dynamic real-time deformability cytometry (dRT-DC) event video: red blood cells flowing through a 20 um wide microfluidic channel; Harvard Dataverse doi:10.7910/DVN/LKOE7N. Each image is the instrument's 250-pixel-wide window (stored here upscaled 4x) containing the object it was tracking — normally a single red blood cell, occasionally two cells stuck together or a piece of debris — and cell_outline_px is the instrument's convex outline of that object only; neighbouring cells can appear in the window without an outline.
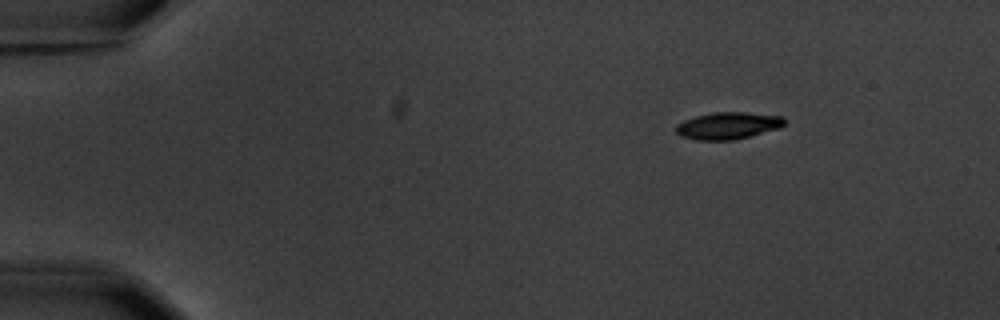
{"species": "common noctule bat (a hibernating species)", "species_latin": "Nyctalus noctula", "temperature_condition": "warm", "stored_images_in_passage": 3, "camera_frame_rate_fps": 3000, "um_per_image_px": 0.085, "animal": {"sex": "male", "body_mass_g": 20.1, "forearm_length_mm": 53.5}, "frame": {"image": 1, "passage_image": 1, "time_ms": 0.0, "image_size_px": [1000, 320], "cell_outline_px": [[784, 124], [780, 128], [732, 140], [696, 140], [680, 136], [676, 132], [676, 124], [684, 120], [696, 116], [712, 112], [744, 112], [784, 116]], "centroid_in_image_um": [61.86, 10.67], "position_along_channel_um": 23.1, "area_um2": 17.05}}